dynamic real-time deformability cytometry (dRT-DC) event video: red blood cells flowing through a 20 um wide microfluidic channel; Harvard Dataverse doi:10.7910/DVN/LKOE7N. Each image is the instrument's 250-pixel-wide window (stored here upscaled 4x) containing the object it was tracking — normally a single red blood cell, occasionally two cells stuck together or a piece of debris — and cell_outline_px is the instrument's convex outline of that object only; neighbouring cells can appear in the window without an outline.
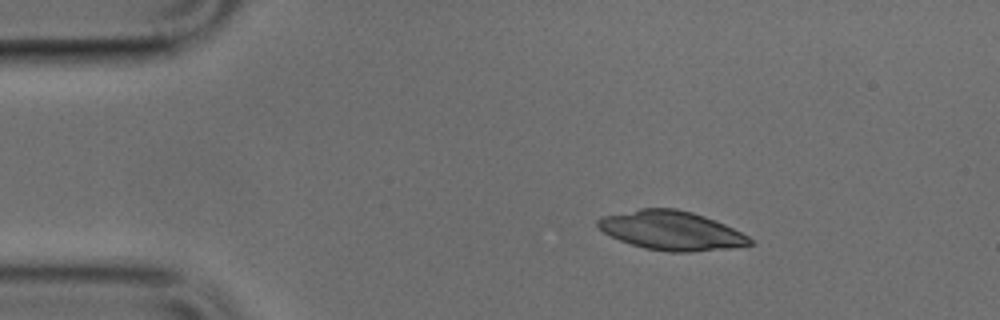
{"species": "common noctule bat (a hibernating species)", "species_latin": "Nyctalus noctula", "temperature_condition": "cold", "stored_images_in_passage": 14, "camera_frame_rate_fps": 3000, "um_per_image_px": 0.085, "animal": {"sex": "male", "body_mass_g": 17.9, "forearm_length_mm": 54.2}, "frame": {"image": 1, "passage_image": 8, "time_ms": 2.333, "image_size_px": [1000, 320], "cell_outline_px": [[756, 244], [732, 248], [692, 252], [672, 252], [644, 248], [620, 240], [604, 232], [596, 224], [596, 220], [600, 216], [640, 208], [676, 208], [692, 212], [704, 216], [724, 224], [748, 236]], "centroid_in_image_um": [57.07, 19.59], "position_along_channel_um": 27.9, "area_um2": 34.62}}